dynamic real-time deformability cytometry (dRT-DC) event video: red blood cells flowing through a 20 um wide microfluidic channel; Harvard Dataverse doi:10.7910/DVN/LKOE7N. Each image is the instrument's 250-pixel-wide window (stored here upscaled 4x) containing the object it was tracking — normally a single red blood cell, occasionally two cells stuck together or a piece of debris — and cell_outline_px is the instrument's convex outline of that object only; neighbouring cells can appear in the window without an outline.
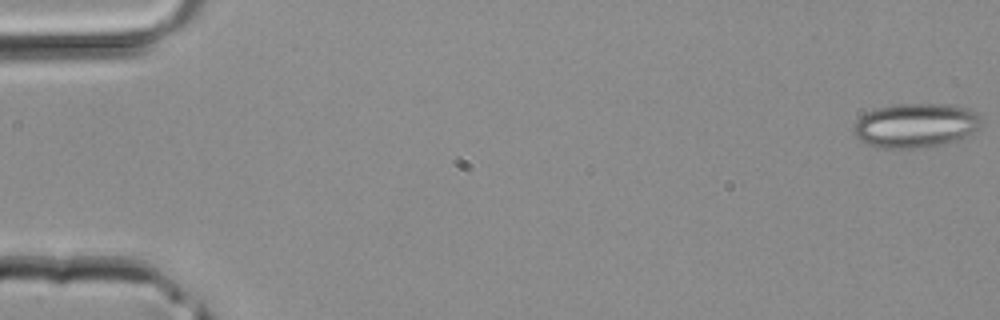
{"species": "common noctule bat (a hibernating species)", "species_latin": "Nyctalus noctula", "temperature_condition": "room temperature", "stored_images_in_passage": 43, "segment_of_instrument_passage": [1, 2], "camera_frame_rate_fps": 3000, "um_per_image_px": 0.085, "animal": {"sex": "male", "body_mass_g": 20.4}, "frame": {"image": 1, "passage_image": 1, "time_ms": 0.0, "image_size_px": [1000, 320], "cell_outline_px": [[984, 124], [980, 128], [956, 140], [940, 144], [912, 148], [876, 148], [860, 140], [852, 132], [852, 128], [856, 120], [860, 116], [868, 112], [880, 108], [896, 104], [952, 104], [968, 108], [980, 116]], "centroid_in_image_um": [77.82, 10.65], "position_along_channel_um": 7.2, "area_um2": 32.95}}
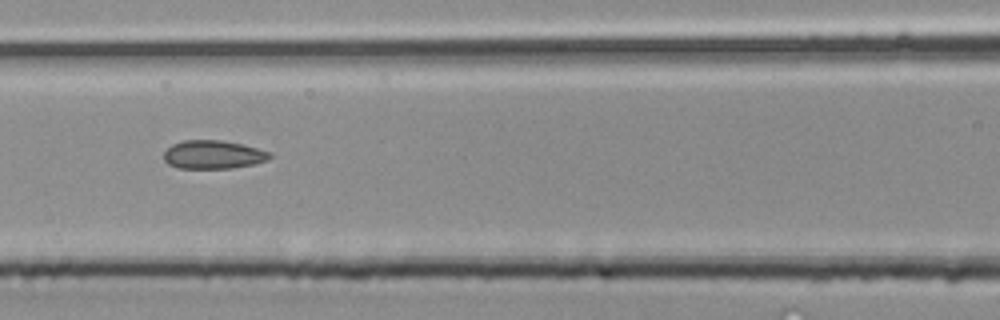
{"frame": {"image": 2, "passage_image": 19, "time_ms": 6.0, "image_size_px": [1000, 320], "cell_outline_px": [[272, 156], [268, 160], [256, 164], [232, 168], [180, 168], [168, 164], [164, 160], [164, 152], [172, 144], [184, 140], [220, 140], [244, 144], [272, 152]], "centroid_in_image_um": [18.17, 13.14], "position_along_channel_um": 148.4, "area_um2": 17.74}}
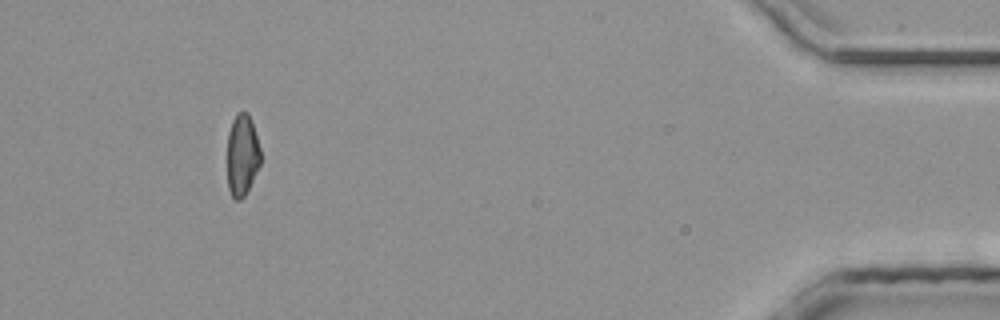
{"frame": {"image": 3, "passage_image": 39, "time_ms": 12.667, "image_size_px": [1000, 320], "cell_outline_px": [[260, 164], [244, 196], [240, 200], [236, 200], [232, 196], [228, 188], [228, 132], [232, 120], [236, 112], [248, 112], [252, 120], [260, 148]], "centroid_in_image_um": [20.58, 13.13], "position_along_channel_um": 414.6, "area_um2": 15.78}}